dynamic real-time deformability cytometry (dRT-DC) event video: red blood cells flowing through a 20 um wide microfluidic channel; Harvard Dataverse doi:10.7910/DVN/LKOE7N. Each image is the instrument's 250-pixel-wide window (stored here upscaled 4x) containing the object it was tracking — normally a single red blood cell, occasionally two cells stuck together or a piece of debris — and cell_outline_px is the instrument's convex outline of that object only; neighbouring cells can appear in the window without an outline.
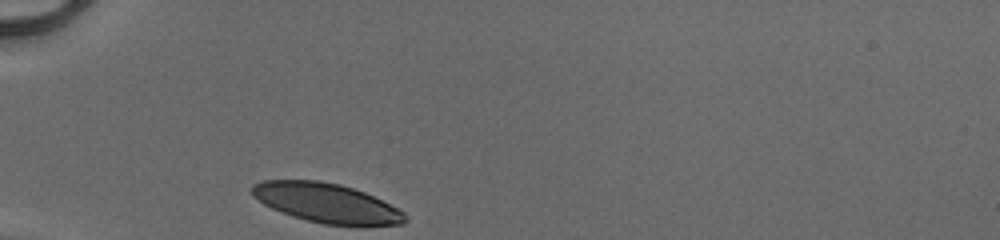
{"species": "human", "species_latin": "Homo sapiens", "temperature_condition": "cold", "stored_images_in_passage": 27, "camera_frame_rate_fps": 3000, "um_per_image_px": 0.085, "donor": {"sex": "male"}, "frame": {"image": 1, "passage_image": 1, "time_ms": 0.0, "image_size_px": [1000, 240], "cell_outline_px": [[408, 220], [404, 224], [324, 224], [292, 216], [280, 212], [264, 204], [252, 196], [252, 184], [260, 180], [320, 180], [340, 184], [364, 192], [404, 212]], "centroid_in_image_um": [27.68, 17.22], "position_along_channel_um": 57.3, "area_um2": 34.62}}
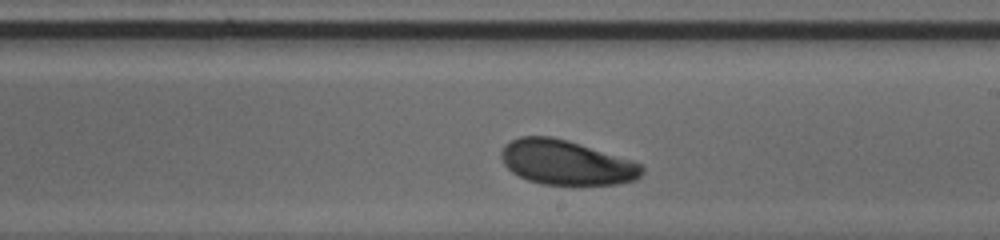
{"frame": {"image": 2, "passage_image": 16, "time_ms": 5.0, "image_size_px": [1000, 240], "cell_outline_px": [[644, 172], [636, 180], [616, 184], [544, 184], [528, 180], [512, 172], [504, 164], [500, 156], [500, 152], [504, 144], [520, 136], [552, 136], [568, 140], [632, 160], [640, 164], [644, 168]], "centroid_in_image_um": [48.12, 13.8], "position_along_channel_um": 240.9, "area_um2": 36.53}}
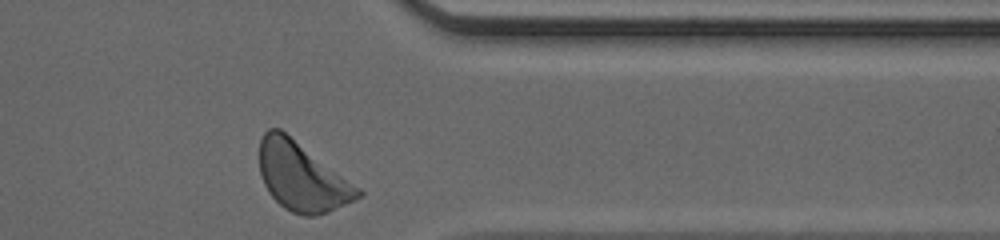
{"frame": {"image": 3, "passage_image": 27, "time_ms": 8.667, "image_size_px": [1000, 240], "cell_outline_px": [[364, 196], [328, 212], [316, 216], [304, 216], [292, 212], [284, 208], [268, 192], [264, 184], [260, 172], [260, 136], [268, 128], [280, 128], [360, 188], [364, 192]], "centroid_in_image_um": [25.66, 15.03], "position_along_channel_um": 385.7, "area_um2": 39.19}, "authors_computed_cell_mechanics": {"area_um2": 36.8764, "velocity_mm_per_s": 4.0571, "shape_relaxation_time_tau1_ms": 1.8336, "shape_relaxation_time_tau2_ms": null, "deformation_change_tau1": 0.0906, "deformation_change_tau2": null}}